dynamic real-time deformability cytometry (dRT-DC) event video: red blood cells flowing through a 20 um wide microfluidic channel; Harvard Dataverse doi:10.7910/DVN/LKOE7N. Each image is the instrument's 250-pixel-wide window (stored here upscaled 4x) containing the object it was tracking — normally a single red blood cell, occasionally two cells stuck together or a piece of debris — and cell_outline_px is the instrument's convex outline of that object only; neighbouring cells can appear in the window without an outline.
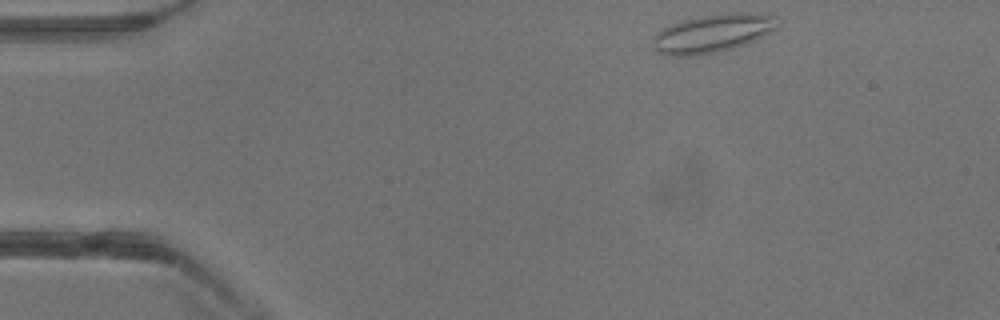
{"species": "common noctule bat (a hibernating species)", "species_latin": "Nyctalus noctula", "temperature_condition": "warm", "stored_images_in_passage": 35, "camera_frame_rate_fps": 3000, "um_per_image_px": 0.085, "animal": {"sex": "male", "body_mass_g": 13.3}, "frame": {"image": 1, "passage_image": 1, "time_ms": 0.0, "image_size_px": [1000, 320], "cell_outline_px": [[776, 28], [744, 44], [732, 48], [716, 52], [684, 56], [672, 56], [656, 52], [652, 44], [652, 36], [656, 32], [680, 20], [704, 16], [736, 12], [756, 12], [776, 16]], "centroid_in_image_um": [60.51, 2.82], "position_along_channel_um": 24.5, "area_um2": 27.46}}
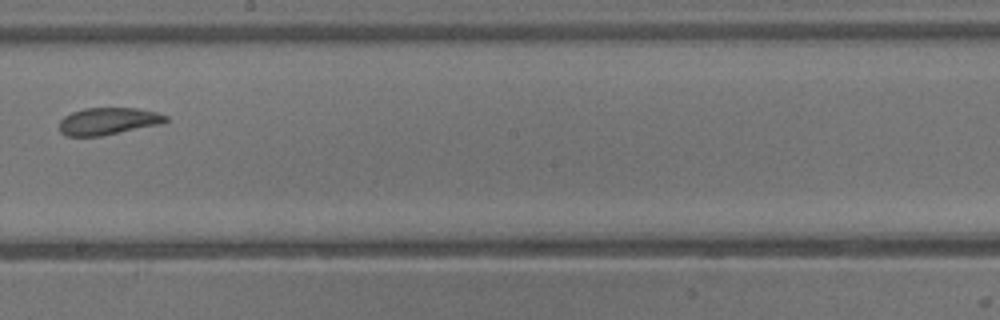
{"frame": {"image": 2, "passage_image": 18, "time_ms": 5.667, "image_size_px": [1000, 320], "cell_outline_px": [[168, 120], [160, 124], [100, 136], [64, 136], [60, 132], [60, 120], [64, 116], [72, 112], [84, 108], [140, 108], [156, 112], [168, 116]], "centroid_in_image_um": [9.18, 10.29], "position_along_channel_um": 239.0, "area_um2": 16.82}}
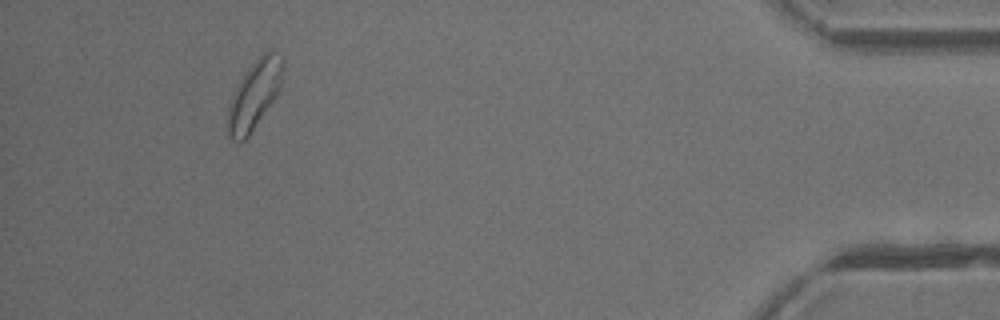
{"frame": {"image": 3, "passage_image": 32, "time_ms": 10.333, "image_size_px": [1000, 320], "cell_outline_px": [[284, 68], [280, 88], [248, 136], [240, 144], [232, 140], [228, 132], [228, 108], [232, 92], [244, 72], [264, 52], [272, 52], [284, 60]], "centroid_in_image_um": [21.59, 8.06], "position_along_channel_um": 413.6, "area_um2": 21.56}}